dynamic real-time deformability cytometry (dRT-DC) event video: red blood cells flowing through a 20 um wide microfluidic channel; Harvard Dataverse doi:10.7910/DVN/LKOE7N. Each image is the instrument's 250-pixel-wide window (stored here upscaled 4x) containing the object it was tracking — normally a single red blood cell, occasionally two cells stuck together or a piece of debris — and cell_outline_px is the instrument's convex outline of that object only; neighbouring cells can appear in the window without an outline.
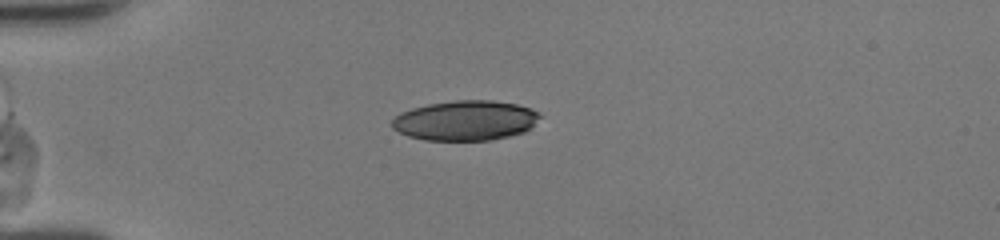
{"species": "human", "species_latin": "Homo sapiens", "temperature_condition": "room temperature", "stored_images_in_passage": 33, "camera_frame_rate_fps": 3000, "um_per_image_px": 0.085, "donor": {"sex": "female"}, "frame": {"image": 1, "passage_image": 6, "time_ms": 1.667, "image_size_px": [1000, 240], "cell_outline_px": [[540, 116], [524, 132], [492, 140], [424, 140], [408, 136], [392, 128], [392, 120], [400, 112], [412, 108], [428, 104], [456, 100], [492, 100], [516, 104], [532, 108]], "centroid_in_image_um": [39.52, 10.24], "position_along_channel_um": 45.5, "area_um2": 34.22}}
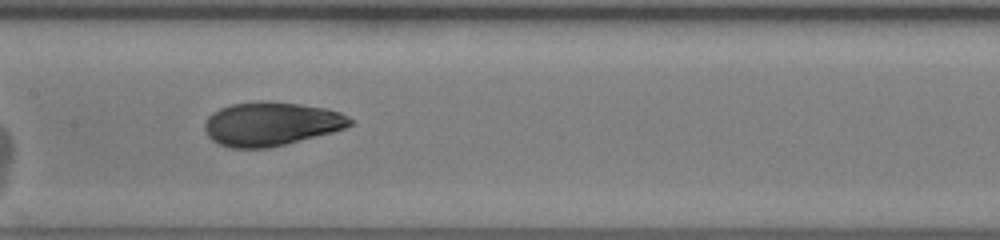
{"frame": {"image": 2, "passage_image": 18, "time_ms": 5.667, "image_size_px": [1000, 240], "cell_outline_px": [[352, 124], [344, 128], [332, 132], [268, 148], [232, 148], [216, 144], [204, 132], [204, 124], [208, 116], [212, 112], [220, 108], [232, 104], [260, 100], [300, 104], [328, 108], [340, 112], [348, 116], [352, 120]], "centroid_in_image_um": [23.0, 10.52], "position_along_channel_um": 184.4, "area_um2": 37.22}}
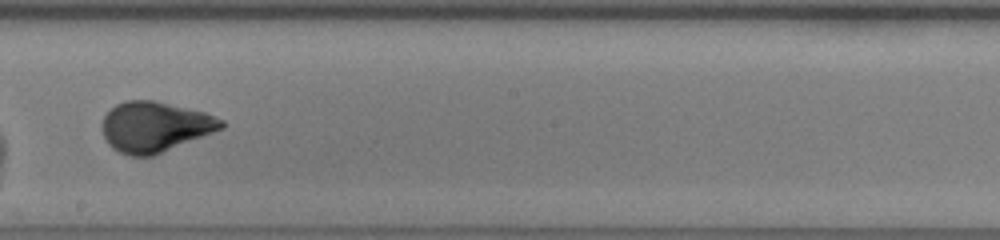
{"frame": {"image": 3, "passage_image": 22, "time_ms": 7.0, "image_size_px": [1000, 240], "cell_outline_px": [[224, 128], [152, 156], [128, 156], [112, 148], [108, 144], [100, 128], [100, 124], [104, 116], [116, 104], [124, 100], [156, 100], [204, 112], [224, 120]], "centroid_in_image_um": [13.13, 10.77], "position_along_channel_um": 235.1, "area_um2": 35.03}}